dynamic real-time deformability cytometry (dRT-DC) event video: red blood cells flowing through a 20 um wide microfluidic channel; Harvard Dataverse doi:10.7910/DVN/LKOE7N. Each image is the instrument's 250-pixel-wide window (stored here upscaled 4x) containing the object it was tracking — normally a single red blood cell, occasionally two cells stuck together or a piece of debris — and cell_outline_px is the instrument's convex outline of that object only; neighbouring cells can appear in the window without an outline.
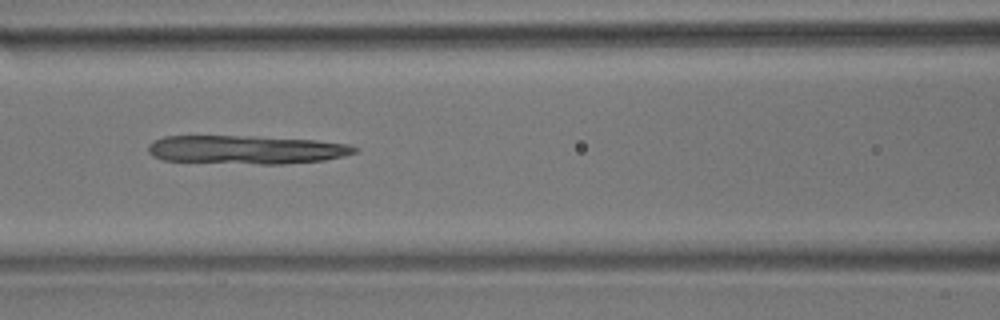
{"species": "common noctule bat (a hibernating species)", "species_latin": "Nyctalus noctula", "temperature_condition": "room temperature", "stored_images_in_passage": 55, "camera_frame_rate_fps": 3000, "um_per_image_px": 0.085, "animal": {"sex": "male", "body_mass_g": 17.9}, "frame": {"image": 1, "passage_image": 23, "time_ms": 7.333, "image_size_px": [1000, 320], "cell_outline_px": [[360, 148], [356, 152], [324, 160], [284, 164], [260, 164], [164, 160], [152, 156], [148, 152], [148, 144], [164, 136], [256, 136], [316, 140], [348, 144]], "centroid_in_image_um": [20.93, 12.71], "position_along_channel_um": 145.7, "area_um2": 34.28}}
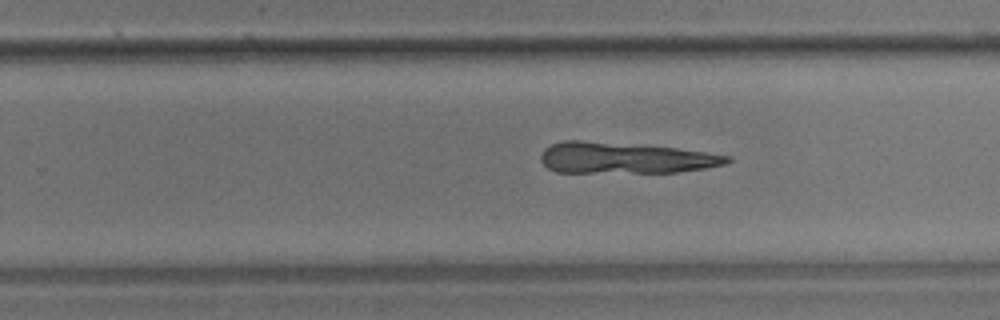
{"frame": {"image": 2, "passage_image": 34, "time_ms": 11.0, "image_size_px": [1000, 320], "cell_outline_px": [[732, 160], [724, 164], [704, 168], [676, 172], [556, 172], [548, 168], [540, 160], [540, 156], [544, 148], [552, 144], [564, 140], [580, 140], [676, 148], [732, 156]], "centroid_in_image_um": [53.09, 13.42], "position_along_channel_um": 276.7, "area_um2": 33.47}}
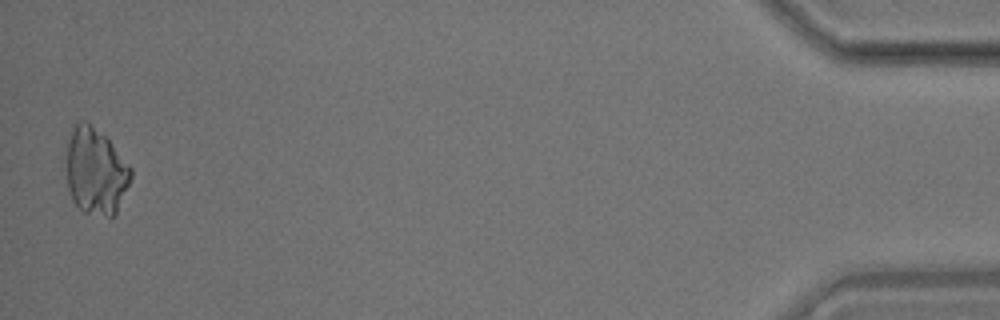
{"frame": {"image": 3, "passage_image": 54, "time_ms": 17.667, "image_size_px": [1000, 320], "cell_outline_px": [[132, 176], [116, 216], [108, 216], [84, 212], [72, 200], [68, 188], [68, 144], [72, 128], [76, 120], [88, 120], [108, 140], [132, 168]], "centroid_in_image_um": [8.15, 14.55], "position_along_channel_um": 427.0, "area_um2": 32.31}}